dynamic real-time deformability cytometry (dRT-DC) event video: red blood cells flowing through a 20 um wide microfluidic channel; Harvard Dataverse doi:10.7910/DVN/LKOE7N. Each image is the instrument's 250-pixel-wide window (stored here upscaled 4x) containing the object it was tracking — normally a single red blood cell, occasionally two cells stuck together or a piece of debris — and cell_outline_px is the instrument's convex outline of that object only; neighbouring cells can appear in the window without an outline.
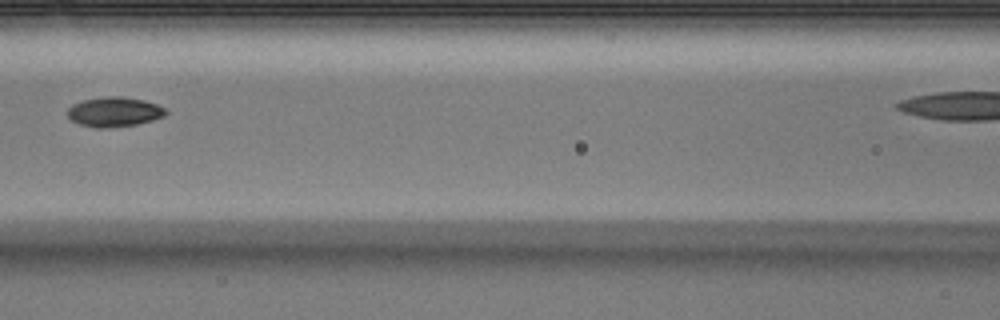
{"species": "Egyptian fruit bat (a non-hibernating species)", "species_latin": "Rousettus aegyptiacus", "temperature_condition": "warm", "stored_images_in_passage": 3, "camera_frame_rate_fps": 3000, "um_per_image_px": 0.085, "animal": {"sex": "male"}, "frame": {"image": 1, "passage_image": 3, "time_ms": 0.667, "image_size_px": [1000, 320], "cell_outline_px": [[168, 112], [164, 116], [152, 120], [136, 124], [104, 128], [96, 128], [80, 124], [72, 120], [68, 116], [68, 108], [72, 104], [84, 100], [108, 96], [120, 96], [144, 100], [156, 104], [164, 108]], "centroid_in_image_um": [9.71, 9.5], "position_along_channel_um": 156.9, "area_um2": 16.82}}